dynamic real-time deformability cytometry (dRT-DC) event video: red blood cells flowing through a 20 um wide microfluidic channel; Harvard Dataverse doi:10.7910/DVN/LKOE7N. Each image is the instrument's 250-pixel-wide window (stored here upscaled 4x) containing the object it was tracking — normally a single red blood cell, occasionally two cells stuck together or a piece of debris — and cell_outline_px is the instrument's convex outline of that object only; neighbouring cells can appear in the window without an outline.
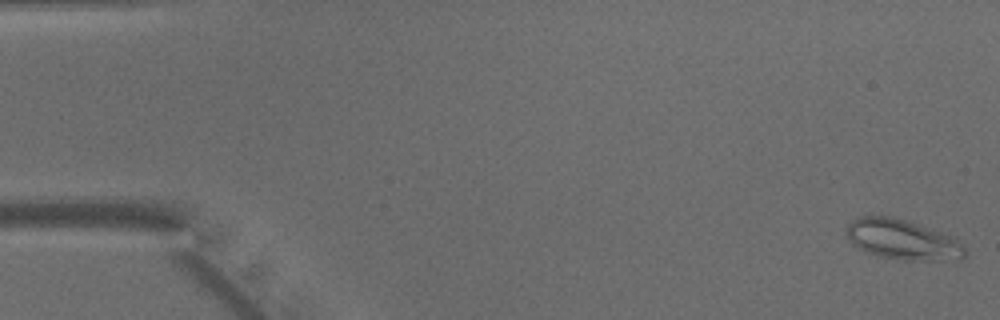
{"species": "common noctule bat (a hibernating species)", "species_latin": "Nyctalus noctula", "temperature_condition": "warm", "stored_images_in_passage": 49, "camera_frame_rate_fps": 3000, "um_per_image_px": 0.085, "animal": {"sex": "male", "body_mass_g": 15.6}, "frame": {"image": 1, "passage_image": 1, "time_ms": 0.0, "image_size_px": [1000, 320], "cell_outline_px": [[964, 256], [960, 260], [904, 260], [880, 256], [864, 252], [852, 244], [848, 240], [844, 232], [844, 228], [856, 216], [892, 216], [908, 220], [920, 224], [940, 232], [956, 240], [964, 248]], "centroid_in_image_um": [76.61, 20.35], "position_along_channel_um": 8.4, "area_um2": 27.86}}
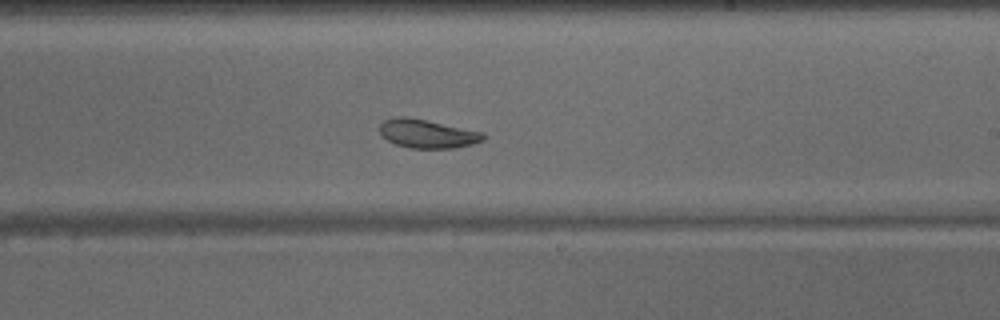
{"frame": {"image": 2, "passage_image": 29, "time_ms": 9.333, "image_size_px": [1000, 320], "cell_outline_px": [[488, 136], [484, 140], [472, 144], [456, 148], [412, 148], [396, 144], [388, 140], [380, 132], [380, 124], [384, 120], [396, 116], [408, 116], [484, 132]], "centroid_in_image_um": [36.37, 11.35], "position_along_channel_um": 252.6, "area_um2": 17.4}}
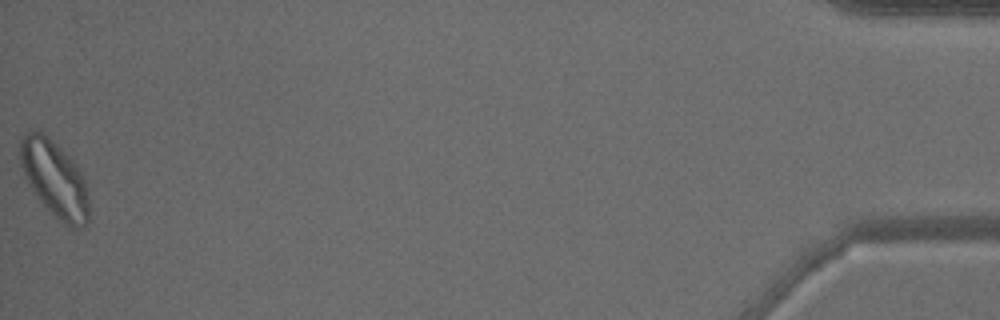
{"frame": {"image": 3, "passage_image": 49, "time_ms": 16.0, "image_size_px": [1000, 320], "cell_outline_px": [[88, 220], [80, 228], [68, 228], [36, 196], [28, 184], [20, 164], [20, 140], [28, 132], [36, 128], [40, 128], [72, 160], [80, 172], [88, 188]], "centroid_in_image_um": [4.63, 15.18], "position_along_channel_um": 430.6, "area_um2": 30.4}}